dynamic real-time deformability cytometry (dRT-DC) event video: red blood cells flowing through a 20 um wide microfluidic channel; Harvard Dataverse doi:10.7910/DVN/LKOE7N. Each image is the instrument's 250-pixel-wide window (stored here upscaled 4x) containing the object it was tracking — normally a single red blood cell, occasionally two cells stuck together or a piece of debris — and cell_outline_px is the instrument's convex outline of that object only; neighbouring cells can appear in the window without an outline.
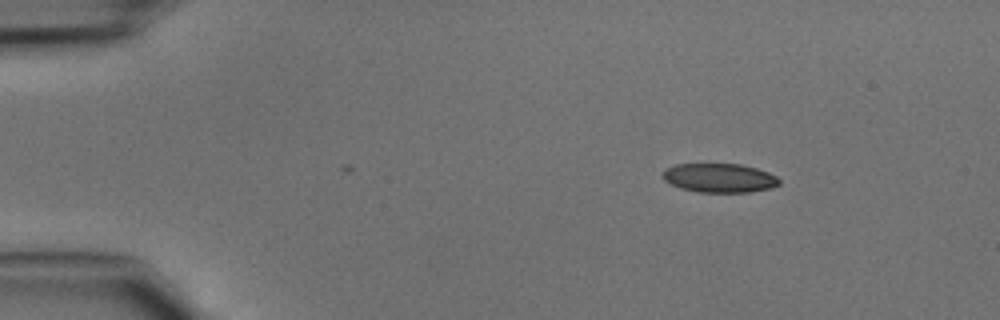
{"species": "common noctule bat (a hibernating species)", "species_latin": "Nyctalus noctula", "temperature_condition": "cold", "stored_images_in_passage": 3, "camera_frame_rate_fps": 3000, "um_per_image_px": 0.085, "animal": {"sex": "male", "body_mass_g": 15.6}, "frame": {"image": 1, "passage_image": 3, "time_ms": 0.667, "image_size_px": [1000, 320], "cell_outline_px": [[780, 184], [772, 188], [748, 192], [700, 192], [680, 188], [664, 180], [664, 172], [668, 168], [676, 164], [740, 164], [756, 168], [768, 172], [776, 176], [780, 180]], "centroid_in_image_um": [61.2, 15.13], "position_along_channel_um": 23.8, "area_um2": 19.54}}